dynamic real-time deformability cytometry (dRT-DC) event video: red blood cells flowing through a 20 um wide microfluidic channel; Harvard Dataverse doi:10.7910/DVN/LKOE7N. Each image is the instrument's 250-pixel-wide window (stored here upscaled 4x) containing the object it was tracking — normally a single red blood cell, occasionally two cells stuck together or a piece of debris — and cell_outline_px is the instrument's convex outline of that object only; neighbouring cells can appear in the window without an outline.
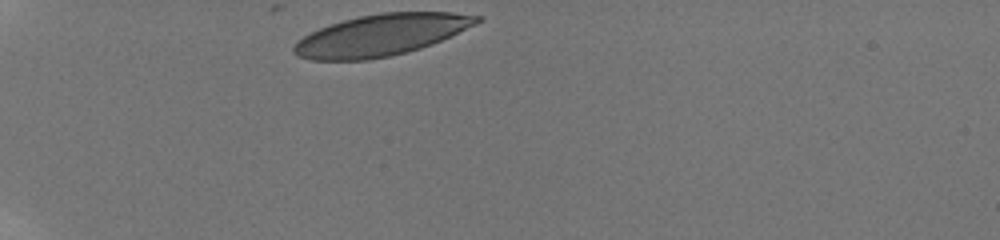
{"species": "human", "species_latin": "Homo sapiens", "temperature_condition": "room temperature", "stored_images_in_passage": 23, "camera_frame_rate_fps": 3000, "um_per_image_px": 0.085, "donor": {"sex": "male"}, "frame": {"image": 1, "passage_image": 1, "time_ms": 0.0, "image_size_px": [1000, 240], "cell_outline_px": [[484, 20], [476, 24], [432, 44], [408, 52], [368, 60], [312, 60], [300, 56], [292, 52], [292, 48], [304, 36], [320, 28], [344, 20], [360, 16], [380, 12], [452, 12], [484, 16]], "centroid_in_image_um": [32.44, 2.97], "position_along_channel_um": 52.6, "area_um2": 43.93}}
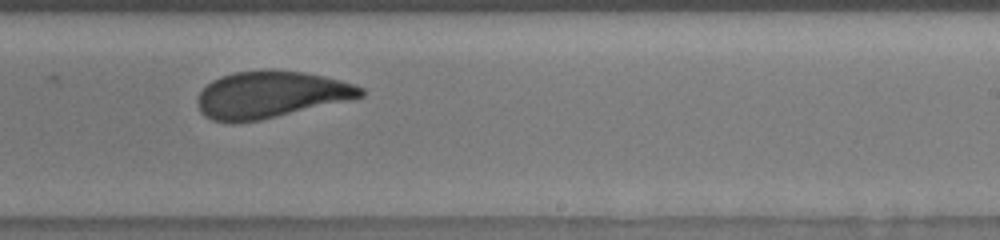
{"frame": {"image": 2, "passage_image": 15, "time_ms": 6.667, "image_size_px": [1000, 240], "cell_outline_px": [[364, 96], [260, 120], [232, 124], [212, 120], [204, 116], [200, 112], [196, 100], [200, 92], [212, 80], [220, 76], [236, 72], [264, 68], [272, 68], [304, 72], [324, 76], [340, 80], [364, 88]], "centroid_in_image_um": [22.95, 8.03], "position_along_channel_um": 266.1, "area_um2": 44.8}}
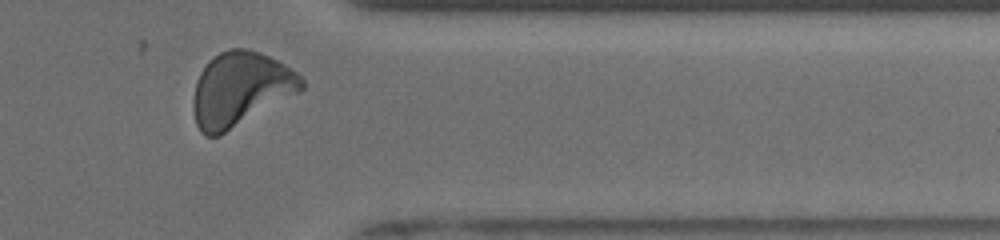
{"frame": {"image": 3, "passage_image": 22, "time_ms": 10.0, "image_size_px": [1000, 240], "cell_outline_px": [[304, 88], [300, 92], [220, 136], [204, 136], [200, 132], [196, 124], [192, 108], [192, 100], [196, 80], [200, 72], [208, 60], [220, 52], [228, 48], [248, 48], [260, 52], [276, 60], [296, 72], [304, 80]], "centroid_in_image_um": [20.4, 7.59], "position_along_channel_um": 391.0, "area_um2": 47.11}, "authors_computed_cell_mechanics": {"area_um2": 44.7372, "velocity_mm_per_s": 3.8358, "shape_relaxation_time_tau1_ms": 3.072, "shape_relaxation_time_tau2_ms": 0.6211, "deformation_change_tau1": 0.1229, "deformation_change_tau2": 0.0505}}